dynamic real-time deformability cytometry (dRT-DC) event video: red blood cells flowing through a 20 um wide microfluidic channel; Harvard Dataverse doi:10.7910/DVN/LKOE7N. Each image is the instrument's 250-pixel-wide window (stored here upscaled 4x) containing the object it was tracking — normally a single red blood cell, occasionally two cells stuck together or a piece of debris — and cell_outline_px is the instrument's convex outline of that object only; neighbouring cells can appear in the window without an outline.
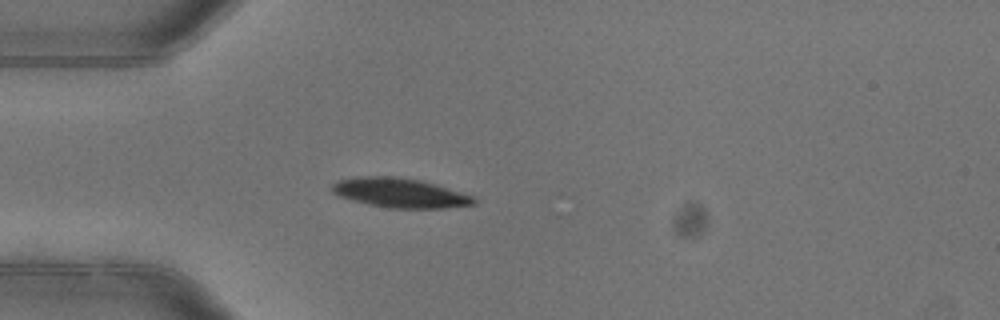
{"species": "common noctule bat (a hibernating species)", "species_latin": "Nyctalus noctula", "temperature_condition": "warm", "stored_images_in_passage": 1, "camera_frame_rate_fps": 3000, "um_per_image_px": 0.085, "animal": {"sex": "female"}, "frame": {"image": 1, "passage_image": 1, "time_ms": 0.0, "image_size_px": [1000, 320], "cell_outline_px": [[476, 204], [444, 208], [388, 208], [368, 204], [352, 200], [340, 196], [332, 192], [332, 184], [340, 180], [360, 176], [392, 176], [420, 180], [472, 196], [476, 200]], "centroid_in_image_um": [33.97, 16.4], "position_along_channel_um": 51.0, "area_um2": 23.99}}